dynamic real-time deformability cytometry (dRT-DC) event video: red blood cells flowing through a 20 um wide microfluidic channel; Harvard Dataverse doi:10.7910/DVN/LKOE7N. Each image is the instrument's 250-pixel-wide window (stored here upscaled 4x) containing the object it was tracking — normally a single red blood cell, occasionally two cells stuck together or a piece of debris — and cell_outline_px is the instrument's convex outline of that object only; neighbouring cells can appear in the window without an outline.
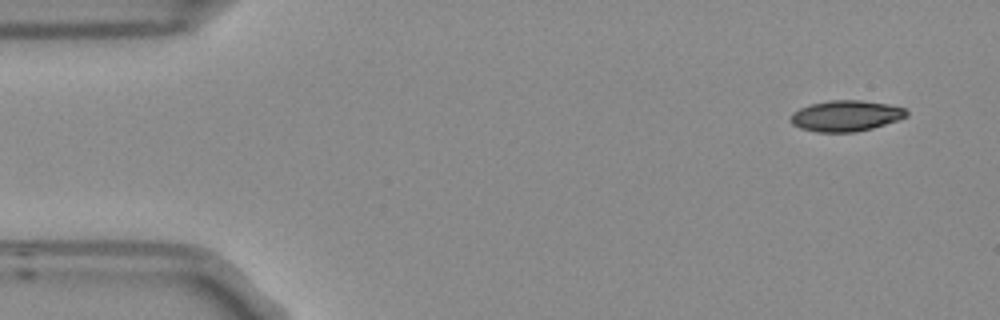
{"species": "Egyptian fruit bat (a non-hibernating species)", "species_latin": "Rousettus aegyptiacus", "temperature_condition": "room temperature", "stored_images_in_passage": 4, "camera_frame_rate_fps": 3000, "um_per_image_px": 0.085, "frame": {"image": 1, "passage_image": 1, "time_ms": 0.0, "image_size_px": [1000, 320], "cell_outline_px": [[908, 116], [900, 120], [872, 128], [856, 132], [816, 132], [800, 128], [792, 124], [788, 120], [792, 112], [800, 108], [812, 104], [828, 100], [860, 100], [888, 104], [904, 108], [908, 112]], "centroid_in_image_um": [71.89, 9.85], "position_along_channel_um": 13.1, "area_um2": 21.04}}